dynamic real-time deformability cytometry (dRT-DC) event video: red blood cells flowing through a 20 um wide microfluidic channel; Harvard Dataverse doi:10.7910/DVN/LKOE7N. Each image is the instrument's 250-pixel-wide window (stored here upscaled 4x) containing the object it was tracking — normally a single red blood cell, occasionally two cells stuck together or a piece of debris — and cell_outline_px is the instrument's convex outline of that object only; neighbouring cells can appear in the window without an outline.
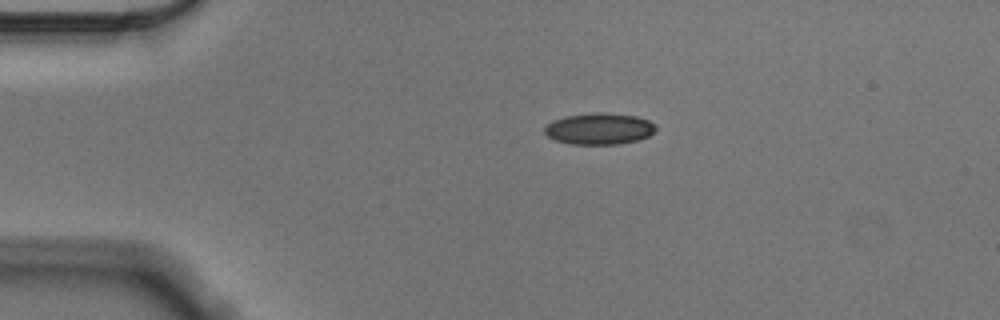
{"species": "Egyptian fruit bat (a non-hibernating species)", "species_latin": "Rousettus aegyptiacus", "temperature_condition": "cold", "stored_images_in_passage": 46, "camera_frame_rate_fps": 3000, "um_per_image_px": 0.085, "animal": {"sex": "male"}, "frame": {"image": 1, "passage_image": 1, "time_ms": 0.0, "image_size_px": [1000, 320], "cell_outline_px": [[656, 128], [648, 136], [636, 140], [620, 144], [568, 144], [556, 140], [548, 136], [544, 132], [544, 128], [552, 120], [564, 116], [600, 112], [604, 112], [636, 116], [648, 120]], "centroid_in_image_um": [50.89, 10.94], "position_along_channel_um": 34.1, "area_um2": 20.23}}
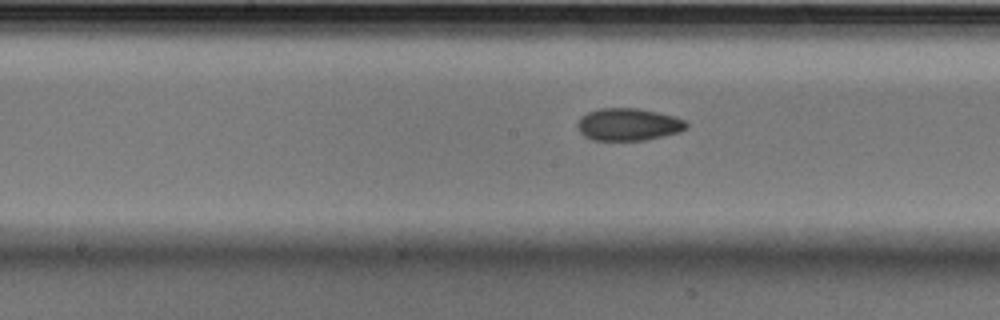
{"frame": {"image": 2, "passage_image": 18, "time_ms": 5.667, "image_size_px": [1000, 320], "cell_outline_px": [[688, 128], [680, 132], [664, 136], [644, 140], [592, 140], [584, 136], [580, 132], [576, 124], [580, 116], [588, 112], [600, 108], [636, 108], [676, 116], [684, 120], [688, 124]], "centroid_in_image_um": [53.41, 10.58], "position_along_channel_um": 194.8, "area_um2": 20.69}}
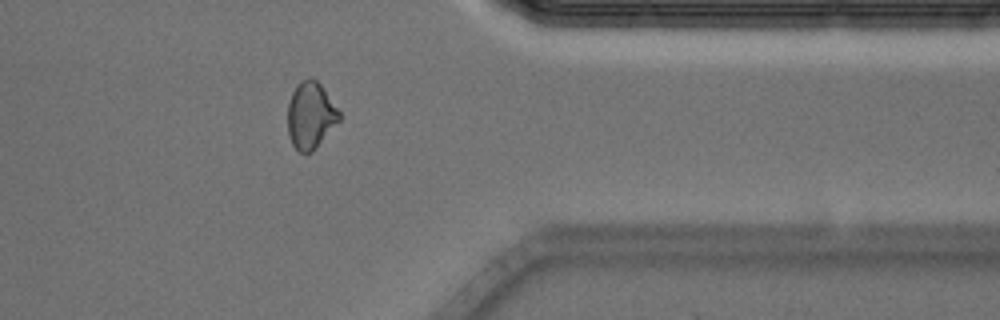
{"frame": {"image": 3, "passage_image": 35, "time_ms": 11.333, "image_size_px": [1000, 320], "cell_outline_px": [[340, 120], [316, 148], [312, 152], [300, 152], [292, 144], [288, 132], [288, 104], [292, 92], [296, 84], [300, 80], [308, 76], [312, 76], [324, 88], [340, 112]], "centroid_in_image_um": [26.4, 9.77], "position_along_channel_um": 385.0, "area_um2": 20.17}, "authors_computed_cell_mechanics": {"area_um2": 20.4034, "velocity_mm_per_s": 3.5564, "shape_relaxation_time_tau1_ms": 6.6019, "shape_relaxation_time_tau2_ms": 4.0265, "deformation_change_tau1": 0.1222, "deformation_change_tau2": 0.0902}}